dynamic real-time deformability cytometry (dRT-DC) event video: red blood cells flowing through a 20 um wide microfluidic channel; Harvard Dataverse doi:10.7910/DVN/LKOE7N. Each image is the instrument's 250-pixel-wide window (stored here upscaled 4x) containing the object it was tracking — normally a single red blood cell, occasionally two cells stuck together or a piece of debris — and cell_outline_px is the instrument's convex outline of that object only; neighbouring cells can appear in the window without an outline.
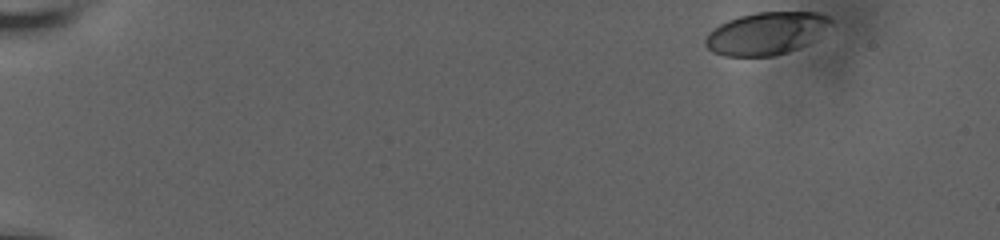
{"species": "human", "species_latin": "Homo sapiens", "temperature_condition": "room temperature", "stored_images_in_passage": 12, "camera_frame_rate_fps": 3000, "um_per_image_px": 0.085, "donor": {"sex": "male"}, "frame": {"image": 1, "passage_image": 1, "time_ms": 0.0, "image_size_px": [1000, 240], "cell_outline_px": [[832, 20], [804, 44], [788, 52], [772, 56], [724, 56], [712, 52], [704, 44], [704, 40], [708, 32], [712, 28], [728, 20], [740, 16], [756, 12], [816, 12], [828, 16]], "centroid_in_image_um": [64.99, 2.84], "position_along_channel_um": 20.0, "area_um2": 30.35}}
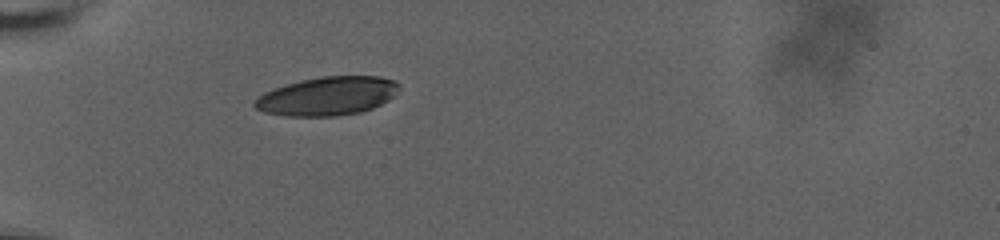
{"frame": {"image": 2, "passage_image": 10, "time_ms": 4.667, "image_size_px": [1000, 240], "cell_outline_px": [[400, 88], [388, 100], [372, 108], [360, 112], [336, 116], [284, 116], [264, 112], [256, 108], [252, 104], [252, 100], [264, 92], [272, 88], [300, 80], [320, 76], [380, 76], [396, 80], [400, 84]], "centroid_in_image_um": [27.8, 8.16], "position_along_channel_um": 57.2, "area_um2": 32.83}}